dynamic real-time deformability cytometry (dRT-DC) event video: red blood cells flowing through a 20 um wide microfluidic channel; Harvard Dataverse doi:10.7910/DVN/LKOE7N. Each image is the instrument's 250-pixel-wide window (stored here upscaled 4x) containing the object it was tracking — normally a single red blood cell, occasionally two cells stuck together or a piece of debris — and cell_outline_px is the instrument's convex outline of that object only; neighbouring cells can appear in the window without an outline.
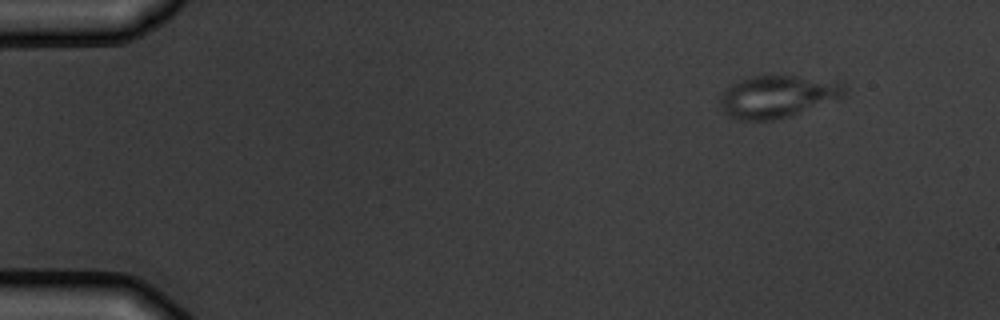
{"species": "common noctule bat (a hibernating species)", "species_latin": "Nyctalus noctula", "temperature_condition": "warm", "stored_images_in_passage": 4, "camera_frame_rate_fps": 3000, "um_per_image_px": 0.085, "animal": {"sex": "male", "body_mass_g": 19.5, "forearm_length_mm": 54.6}, "frame": {"image": 1, "passage_image": 1, "time_ms": 0.0, "image_size_px": [1000, 320], "cell_outline_px": [[848, 92], [844, 96], [792, 116], [772, 120], [736, 120], [728, 116], [720, 108], [720, 96], [732, 84], [740, 80], [752, 76], [772, 72], [844, 80], [848, 84]], "centroid_in_image_um": [66.19, 8.14], "position_along_channel_um": 18.8, "area_um2": 32.19}}